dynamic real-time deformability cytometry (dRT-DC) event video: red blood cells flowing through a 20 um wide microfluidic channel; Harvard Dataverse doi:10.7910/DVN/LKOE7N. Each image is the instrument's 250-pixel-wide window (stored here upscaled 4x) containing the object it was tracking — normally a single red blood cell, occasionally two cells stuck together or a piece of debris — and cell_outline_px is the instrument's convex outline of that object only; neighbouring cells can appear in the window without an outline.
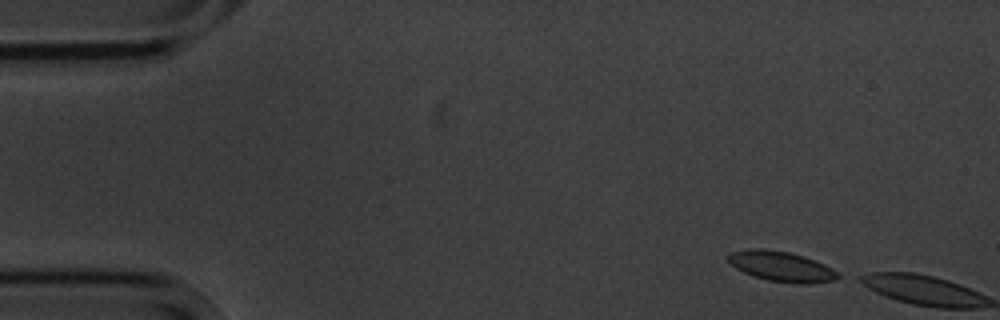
{"species": "common noctule bat (a hibernating species)", "species_latin": "Nyctalus noctula", "temperature_condition": "cold", "stored_images_in_passage": 2, "camera_frame_rate_fps": 3000, "um_per_image_px": 0.085, "animal": {"sex": "male", "body_mass_g": 20.1, "forearm_length_mm": 53.5}, "frame": {"image": 1, "passage_image": 1, "time_ms": 0.0, "image_size_px": [1000, 320], "cell_outline_px": [[844, 276], [836, 280], [808, 284], [792, 284], [768, 280], [744, 272], [736, 268], [728, 260], [728, 256], [732, 252], [748, 248], [764, 248], [788, 252], [804, 256], [824, 264], [832, 268]], "centroid_in_image_um": [66.48, 22.65], "position_along_channel_um": 18.5, "area_um2": 19.42}}